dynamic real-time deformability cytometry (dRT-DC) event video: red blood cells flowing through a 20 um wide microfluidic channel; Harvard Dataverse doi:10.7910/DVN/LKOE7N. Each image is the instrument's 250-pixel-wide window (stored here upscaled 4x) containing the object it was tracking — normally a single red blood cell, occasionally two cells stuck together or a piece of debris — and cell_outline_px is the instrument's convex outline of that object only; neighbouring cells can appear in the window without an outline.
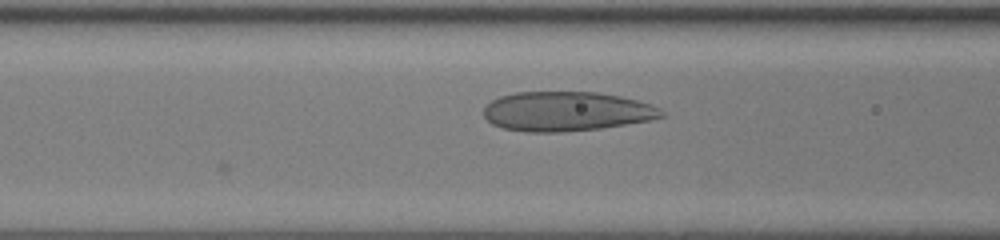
{"species": "human", "species_latin": "Homo sapiens", "temperature_condition": "room temperature", "stored_images_in_passage": 40, "camera_frame_rate_fps": 3000, "um_per_image_px": 0.085, "donor": {"sex": "female"}, "frame": {"image": 1, "passage_image": 10, "time_ms": 3.0, "image_size_px": [1000, 240], "cell_outline_px": [[664, 116], [652, 120], [600, 128], [564, 132], [524, 132], [504, 128], [492, 124], [484, 116], [484, 108], [492, 100], [500, 96], [516, 92], [596, 92], [620, 96], [652, 104], [660, 108], [664, 112]], "centroid_in_image_um": [48.16, 9.47], "position_along_channel_um": 118.4, "area_um2": 40.98}}
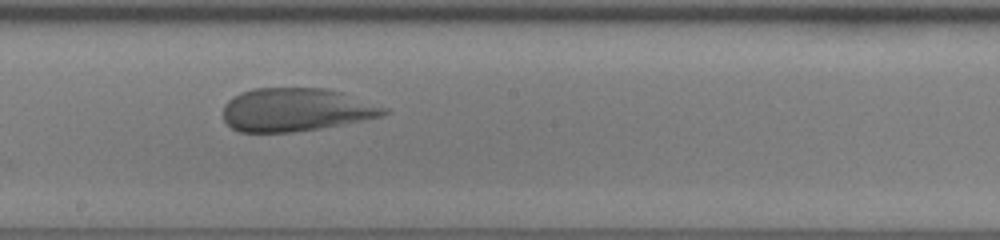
{"frame": {"image": 2, "passage_image": 18, "time_ms": 5.667, "image_size_px": [1000, 240], "cell_outline_px": [[388, 112], [380, 116], [320, 128], [292, 132], [240, 132], [232, 128], [224, 120], [224, 104], [232, 96], [240, 92], [252, 88], [328, 88], [344, 92], [388, 108]], "centroid_in_image_um": [25.13, 9.31], "position_along_channel_um": 223.1, "area_um2": 40.52}}
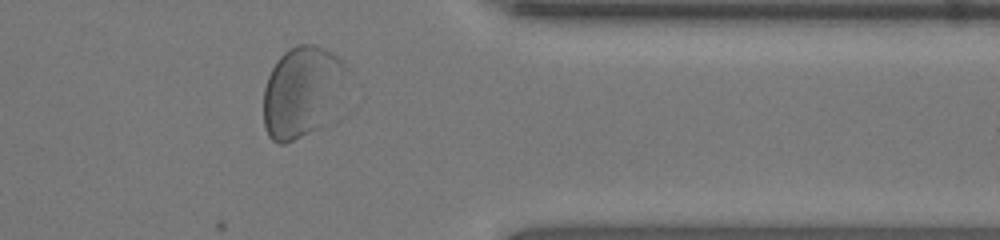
{"frame": {"image": 3, "passage_image": 31, "time_ms": 10.0, "image_size_px": [1000, 240], "cell_outline_px": [[348, 68], [324, 124], [284, 144], [280, 144], [272, 140], [268, 136], [264, 128], [264, 88], [268, 76], [276, 60], [288, 48], [296, 44], [316, 44], [332, 52]], "centroid_in_image_um": [25.58, 7.75], "position_along_channel_um": 385.8, "area_um2": 43.06}}